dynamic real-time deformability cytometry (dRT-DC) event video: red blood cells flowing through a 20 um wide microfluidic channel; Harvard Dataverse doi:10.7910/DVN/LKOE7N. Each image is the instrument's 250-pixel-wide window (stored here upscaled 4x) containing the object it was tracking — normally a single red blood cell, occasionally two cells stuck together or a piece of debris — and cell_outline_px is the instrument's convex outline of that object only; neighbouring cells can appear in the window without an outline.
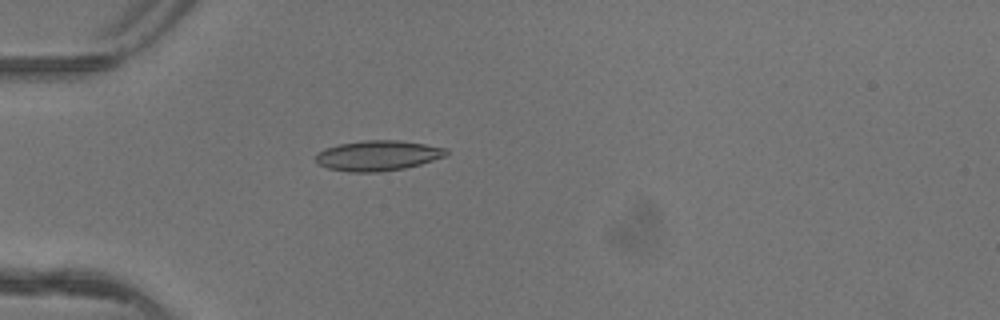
{"species": "common noctule bat (a hibernating species)", "species_latin": "Nyctalus noctula", "temperature_condition": "warm", "stored_images_in_passage": 5, "camera_frame_rate_fps": 3000, "um_per_image_px": 0.085, "animal": {"sex": "female"}, "frame": {"image": 1, "passage_image": 5, "time_ms": 1.333, "image_size_px": [1000, 320], "cell_outline_px": [[448, 152], [444, 156], [420, 164], [404, 168], [380, 172], [348, 172], [328, 168], [320, 164], [316, 160], [316, 152], [324, 148], [340, 144], [364, 140], [400, 140], [448, 148]], "centroid_in_image_um": [32.1, 13.22], "position_along_channel_um": 52.9, "area_um2": 22.95}}